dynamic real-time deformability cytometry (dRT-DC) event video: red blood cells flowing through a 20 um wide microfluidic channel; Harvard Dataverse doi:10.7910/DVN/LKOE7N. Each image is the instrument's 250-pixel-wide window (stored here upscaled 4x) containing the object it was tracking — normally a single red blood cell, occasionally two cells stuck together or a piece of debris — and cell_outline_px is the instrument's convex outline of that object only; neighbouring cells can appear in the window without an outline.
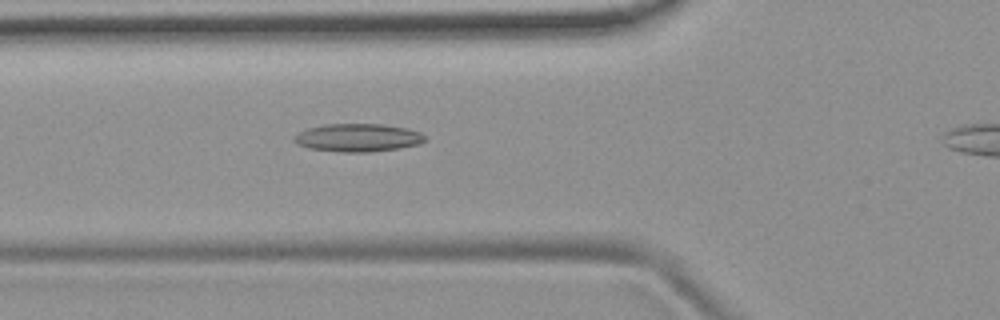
{"species": "common noctule bat (a hibernating species)", "species_latin": "Nyctalus noctula", "temperature_condition": "room temperature", "stored_images_in_passage": 6, "camera_frame_rate_fps": 3000, "um_per_image_px": 0.085, "animal": {"sex": "female", "body_mass_g": 19.9}, "frame": {"image": 1, "passage_image": 5, "time_ms": 5.333, "image_size_px": [1000, 320], "cell_outline_px": [[428, 136], [420, 144], [400, 148], [368, 152], [344, 152], [308, 148], [296, 144], [292, 140], [300, 132], [308, 128], [324, 124], [380, 124], [408, 128], [420, 132]], "centroid_in_image_um": [30.45, 11.7], "position_along_channel_um": 95.4, "area_um2": 21.39}}